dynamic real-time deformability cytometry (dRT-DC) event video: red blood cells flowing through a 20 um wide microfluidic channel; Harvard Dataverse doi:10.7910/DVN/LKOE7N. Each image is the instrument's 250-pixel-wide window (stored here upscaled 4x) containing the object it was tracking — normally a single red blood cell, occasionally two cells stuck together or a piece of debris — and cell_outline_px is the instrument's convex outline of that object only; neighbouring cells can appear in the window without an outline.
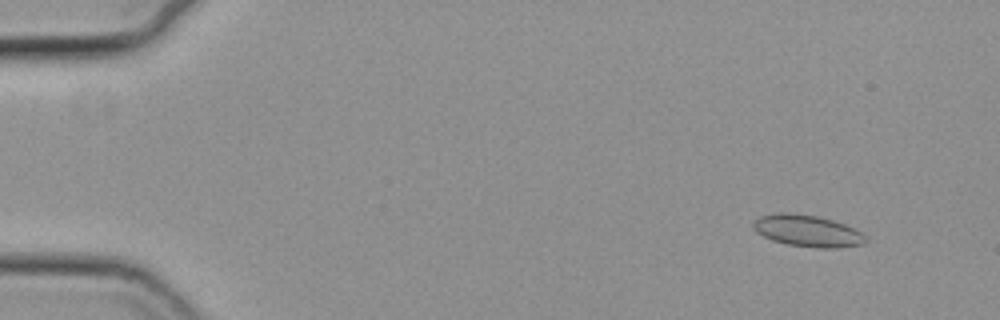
{"species": "common noctule bat (a hibernating species)", "species_latin": "Nyctalus noctula", "temperature_condition": "cold", "stored_images_in_passage": 57, "camera_frame_rate_fps": 3000, "um_per_image_px": 0.085, "animal": {"sex": "female", "body_mass_g": 19.3, "forearm_length_mm": 54.1}, "frame": {"image": 1, "passage_image": 5, "time_ms": 1.333, "image_size_px": [1000, 320], "cell_outline_px": [[868, 240], [864, 244], [836, 248], [816, 248], [788, 244], [772, 240], [756, 232], [752, 228], [752, 220], [760, 216], [776, 212], [788, 212], [820, 216], [844, 224], [860, 232]], "centroid_in_image_um": [68.59, 19.61], "position_along_channel_um": 16.4, "area_um2": 20.92}}
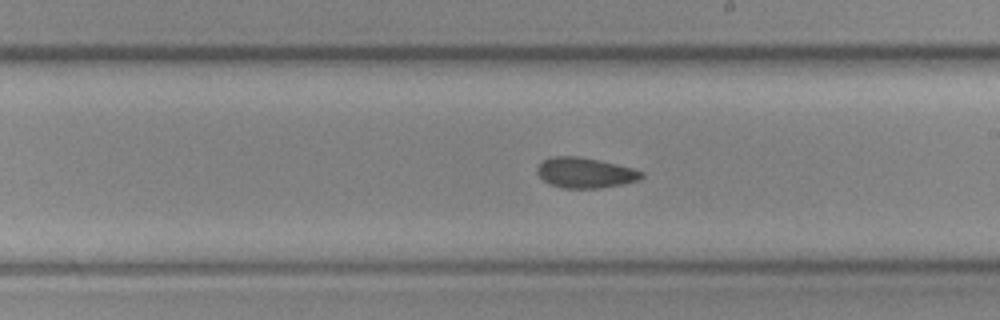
{"frame": {"image": 2, "passage_image": 33, "time_ms": 10.667, "image_size_px": [1000, 320], "cell_outline_px": [[644, 176], [640, 180], [624, 184], [600, 188], [564, 188], [548, 184], [536, 172], [536, 168], [544, 160], [552, 156], [580, 156], [616, 164], [632, 168], [644, 172]], "centroid_in_image_um": [49.75, 14.69], "position_along_channel_um": 239.3, "area_um2": 18.55}}
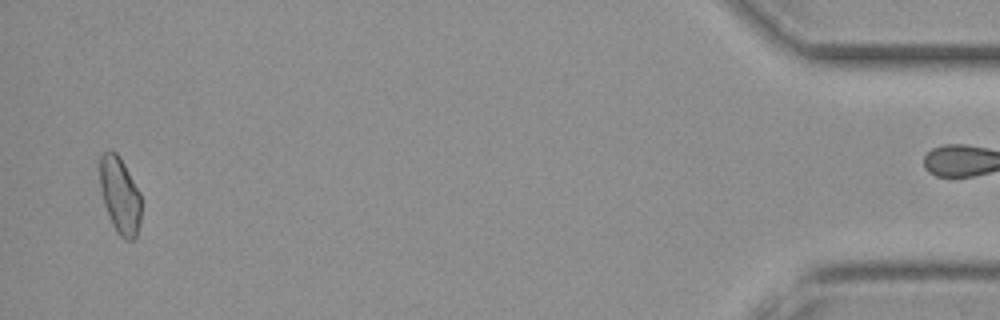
{"frame": {"image": 3, "passage_image": 55, "time_ms": 18.0, "image_size_px": [1000, 320], "cell_outline_px": [[140, 224], [136, 240], [124, 240], [116, 232], [112, 224], [104, 204], [100, 188], [100, 156], [108, 148], [116, 152], [120, 156], [140, 192]], "centroid_in_image_um": [10.19, 16.61], "position_along_channel_um": 425.0, "area_um2": 18.73}, "authors_computed_cell_mechanics": {"area_um2": 18.785, "velocity_mm_per_s": 3.7058, "shape_relaxation_time_tau1_ms": 7.1415, "shape_relaxation_time_tau2_ms": 5.9472, "deformation_change_tau1": 0.0689, "deformation_change_tau2": 0.1187}}